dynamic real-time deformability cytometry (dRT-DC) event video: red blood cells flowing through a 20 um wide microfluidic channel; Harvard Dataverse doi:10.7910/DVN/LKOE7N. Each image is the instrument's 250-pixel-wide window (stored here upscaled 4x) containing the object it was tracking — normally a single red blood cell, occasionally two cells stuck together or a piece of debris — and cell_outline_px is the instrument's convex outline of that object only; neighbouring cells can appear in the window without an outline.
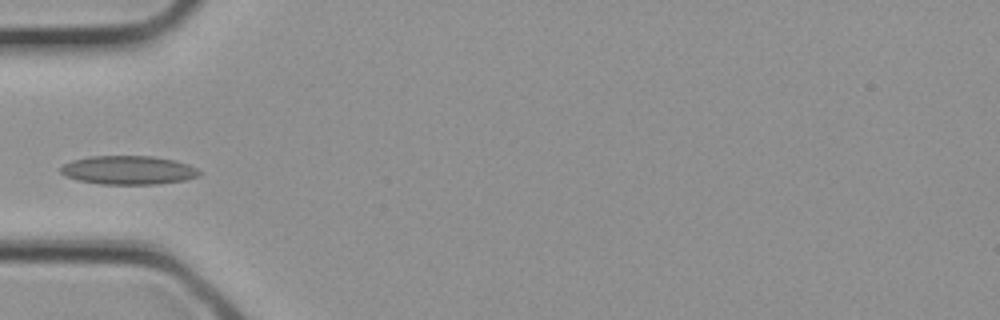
{"species": "common noctule bat (a hibernating species)", "species_latin": "Nyctalus noctula", "temperature_condition": "cold", "stored_images_in_passage": 2, "camera_frame_rate_fps": 3000, "um_per_image_px": 0.085, "animal": {"sex": "female", "body_mass_g": 21.9}, "frame": {"image": 1, "passage_image": 2, "time_ms": 0.333, "image_size_px": [1000, 320], "cell_outline_px": [[200, 176], [184, 180], [156, 184], [100, 184], [80, 180], [64, 176], [60, 172], [60, 168], [64, 164], [72, 160], [88, 156], [152, 156], [176, 160], [188, 164], [196, 168], [200, 172]], "centroid_in_image_um": [10.91, 14.45], "position_along_channel_um": 74.1, "area_um2": 23.24}}